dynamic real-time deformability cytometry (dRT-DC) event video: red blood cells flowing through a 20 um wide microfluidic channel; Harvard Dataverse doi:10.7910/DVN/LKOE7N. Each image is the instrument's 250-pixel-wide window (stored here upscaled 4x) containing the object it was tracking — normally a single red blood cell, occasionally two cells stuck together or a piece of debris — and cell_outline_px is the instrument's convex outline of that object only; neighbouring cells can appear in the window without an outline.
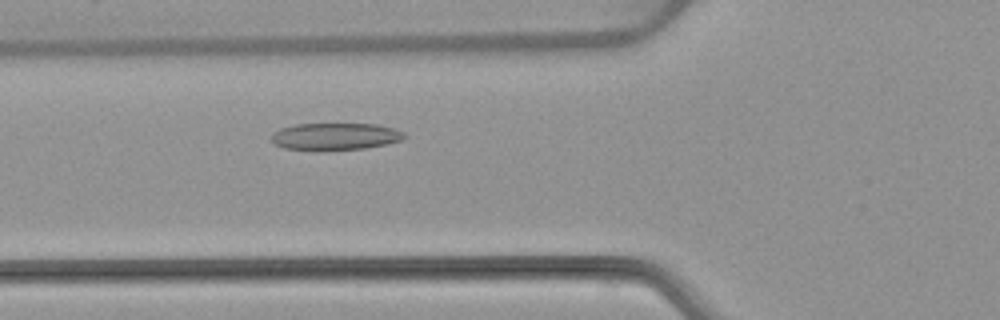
{"species": "common noctule bat (a hibernating species)", "species_latin": "Nyctalus noctula", "temperature_condition": "warm", "stored_images_in_passage": 49, "camera_frame_rate_fps": 3000, "um_per_image_px": 0.085, "animal": {"sex": "female", "body_mass_g": 22.7, "forearm_length_mm": 54.2}, "frame": {"image": 1, "passage_image": 15, "time_ms": 4.667, "image_size_px": [1000, 320], "cell_outline_px": [[408, 136], [404, 140], [388, 144], [364, 148], [324, 152], [316, 152], [284, 148], [276, 144], [272, 140], [272, 132], [280, 128], [296, 124], [376, 124], [392, 128], [404, 132]], "centroid_in_image_um": [28.5, 11.63], "position_along_channel_um": 97.3, "area_um2": 21.62}}
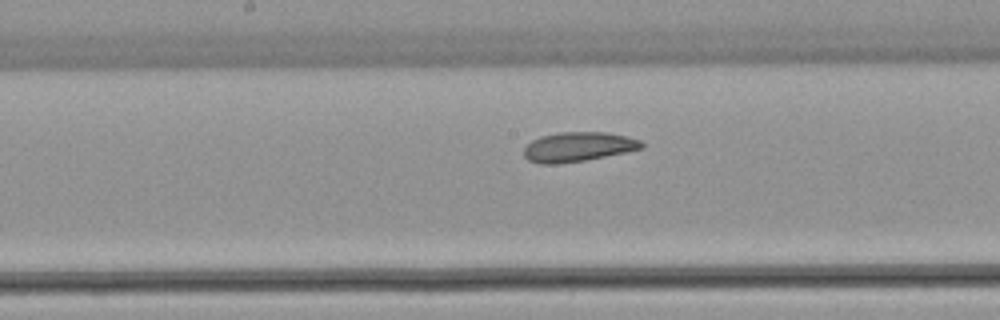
{"frame": {"image": 2, "passage_image": 23, "time_ms": 7.333, "image_size_px": [1000, 320], "cell_outline_px": [[644, 148], [584, 160], [560, 164], [540, 164], [528, 160], [524, 156], [524, 148], [532, 140], [540, 136], [560, 132], [608, 132], [628, 136], [640, 140], [644, 144]], "centroid_in_image_um": [49.13, 12.47], "position_along_channel_um": 199.1, "area_um2": 20.29}}
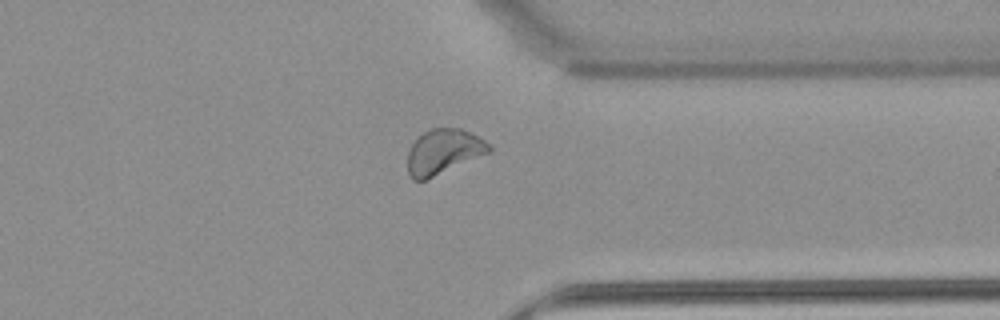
{"frame": {"image": 3, "passage_image": 37, "time_ms": 12.0, "image_size_px": [1000, 320], "cell_outline_px": [[492, 152], [424, 180], [412, 180], [408, 176], [408, 152], [412, 144], [424, 132], [432, 128], [460, 128], [484, 140], [492, 148]], "centroid_in_image_um": [37.69, 12.9], "position_along_channel_um": 373.7, "area_um2": 21.1}, "authors_computed_cell_mechanics": {"area_um2": 21.6172, "velocity_mm_per_s": 3.8033, "shape_relaxation_time_tau1_ms": null, "shape_relaxation_time_tau2_ms": 3.0307, "deformation_change_tau1": null, "deformation_change_tau2": 0.0955}}